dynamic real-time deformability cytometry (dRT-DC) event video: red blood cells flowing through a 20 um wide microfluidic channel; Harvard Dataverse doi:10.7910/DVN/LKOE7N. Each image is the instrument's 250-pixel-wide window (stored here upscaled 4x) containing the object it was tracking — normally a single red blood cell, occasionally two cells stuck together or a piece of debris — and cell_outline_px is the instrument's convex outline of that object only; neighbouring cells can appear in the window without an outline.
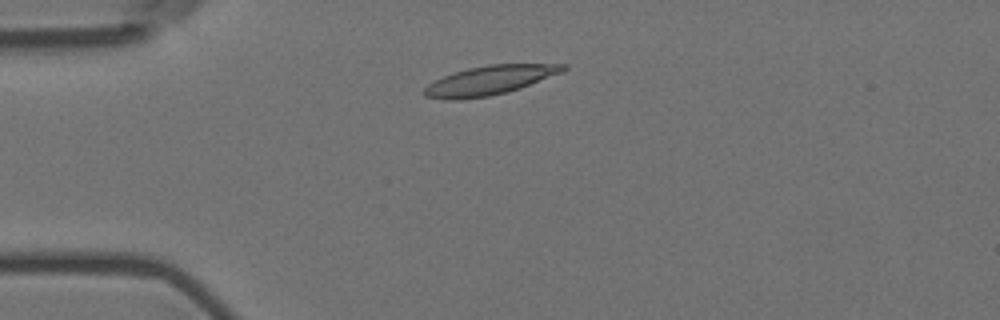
{"species": "Egyptian fruit bat (a non-hibernating species)", "species_latin": "Rousettus aegyptiacus", "temperature_condition": "room temperature", "stored_images_in_passage": 2, "camera_frame_rate_fps": 3000, "um_per_image_px": 0.085, "animal": {"sex": "female"}, "frame": {"image": 1, "passage_image": 2, "time_ms": 0.333, "image_size_px": [1000, 320], "cell_outline_px": [[568, 68], [564, 72], [520, 88], [488, 96], [460, 100], [448, 100], [424, 96], [420, 92], [428, 84], [444, 76], [468, 68], [488, 64], [568, 64]], "centroid_in_image_um": [41.62, 6.82], "position_along_channel_um": 43.4, "area_um2": 23.58}}